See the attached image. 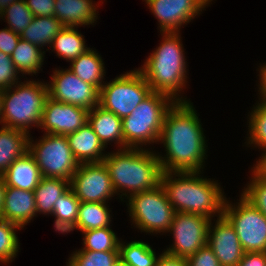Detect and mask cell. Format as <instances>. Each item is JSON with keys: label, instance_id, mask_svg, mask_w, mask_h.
Segmentation results:
<instances>
[{"label": "cell", "instance_id": "19", "mask_svg": "<svg viewBox=\"0 0 266 266\" xmlns=\"http://www.w3.org/2000/svg\"><path fill=\"white\" fill-rule=\"evenodd\" d=\"M96 12L93 0H55L54 17L64 26L93 25Z\"/></svg>", "mask_w": 266, "mask_h": 266}, {"label": "cell", "instance_id": "31", "mask_svg": "<svg viewBox=\"0 0 266 266\" xmlns=\"http://www.w3.org/2000/svg\"><path fill=\"white\" fill-rule=\"evenodd\" d=\"M82 233L84 247L78 251H119L120 240L110 227L91 229Z\"/></svg>", "mask_w": 266, "mask_h": 266}, {"label": "cell", "instance_id": "5", "mask_svg": "<svg viewBox=\"0 0 266 266\" xmlns=\"http://www.w3.org/2000/svg\"><path fill=\"white\" fill-rule=\"evenodd\" d=\"M48 97L47 83L34 80L19 82L3 90L2 126L20 129L28 134L30 126L39 128Z\"/></svg>", "mask_w": 266, "mask_h": 266}, {"label": "cell", "instance_id": "23", "mask_svg": "<svg viewBox=\"0 0 266 266\" xmlns=\"http://www.w3.org/2000/svg\"><path fill=\"white\" fill-rule=\"evenodd\" d=\"M69 70L82 81L97 86L99 89L104 85L105 67L101 56L92 49L71 61Z\"/></svg>", "mask_w": 266, "mask_h": 266}, {"label": "cell", "instance_id": "28", "mask_svg": "<svg viewBox=\"0 0 266 266\" xmlns=\"http://www.w3.org/2000/svg\"><path fill=\"white\" fill-rule=\"evenodd\" d=\"M80 200L70 187L54 203L52 216L54 215L55 231L68 233L76 225Z\"/></svg>", "mask_w": 266, "mask_h": 266}, {"label": "cell", "instance_id": "48", "mask_svg": "<svg viewBox=\"0 0 266 266\" xmlns=\"http://www.w3.org/2000/svg\"><path fill=\"white\" fill-rule=\"evenodd\" d=\"M113 266H128V265L119 257Z\"/></svg>", "mask_w": 266, "mask_h": 266}, {"label": "cell", "instance_id": "26", "mask_svg": "<svg viewBox=\"0 0 266 266\" xmlns=\"http://www.w3.org/2000/svg\"><path fill=\"white\" fill-rule=\"evenodd\" d=\"M106 205L104 202H80L76 225L70 231L78 229L83 232L110 227L111 215Z\"/></svg>", "mask_w": 266, "mask_h": 266}, {"label": "cell", "instance_id": "47", "mask_svg": "<svg viewBox=\"0 0 266 266\" xmlns=\"http://www.w3.org/2000/svg\"><path fill=\"white\" fill-rule=\"evenodd\" d=\"M3 90H0V123H2V115H3Z\"/></svg>", "mask_w": 266, "mask_h": 266}, {"label": "cell", "instance_id": "36", "mask_svg": "<svg viewBox=\"0 0 266 266\" xmlns=\"http://www.w3.org/2000/svg\"><path fill=\"white\" fill-rule=\"evenodd\" d=\"M253 176L242 195L259 209L266 217V176L253 167Z\"/></svg>", "mask_w": 266, "mask_h": 266}, {"label": "cell", "instance_id": "45", "mask_svg": "<svg viewBox=\"0 0 266 266\" xmlns=\"http://www.w3.org/2000/svg\"><path fill=\"white\" fill-rule=\"evenodd\" d=\"M5 191H6L5 180L2 176H0V216L4 205Z\"/></svg>", "mask_w": 266, "mask_h": 266}, {"label": "cell", "instance_id": "20", "mask_svg": "<svg viewBox=\"0 0 266 266\" xmlns=\"http://www.w3.org/2000/svg\"><path fill=\"white\" fill-rule=\"evenodd\" d=\"M2 177L6 186L34 191L42 175L33 156L26 152L9 166Z\"/></svg>", "mask_w": 266, "mask_h": 266}, {"label": "cell", "instance_id": "27", "mask_svg": "<svg viewBox=\"0 0 266 266\" xmlns=\"http://www.w3.org/2000/svg\"><path fill=\"white\" fill-rule=\"evenodd\" d=\"M78 27L65 26L53 39L51 48L55 50L59 58L71 62L88 49L85 45L84 37L76 29Z\"/></svg>", "mask_w": 266, "mask_h": 266}, {"label": "cell", "instance_id": "25", "mask_svg": "<svg viewBox=\"0 0 266 266\" xmlns=\"http://www.w3.org/2000/svg\"><path fill=\"white\" fill-rule=\"evenodd\" d=\"M64 27L54 16L33 17L20 38L44 49L45 45L49 44L50 47L53 39Z\"/></svg>", "mask_w": 266, "mask_h": 266}, {"label": "cell", "instance_id": "43", "mask_svg": "<svg viewBox=\"0 0 266 266\" xmlns=\"http://www.w3.org/2000/svg\"><path fill=\"white\" fill-rule=\"evenodd\" d=\"M260 75H259V80H260V84H259V94H260V101L265 102L266 103V64L264 65H260Z\"/></svg>", "mask_w": 266, "mask_h": 266}, {"label": "cell", "instance_id": "46", "mask_svg": "<svg viewBox=\"0 0 266 266\" xmlns=\"http://www.w3.org/2000/svg\"><path fill=\"white\" fill-rule=\"evenodd\" d=\"M18 0H0V12L3 11L6 7H8L12 2Z\"/></svg>", "mask_w": 266, "mask_h": 266}, {"label": "cell", "instance_id": "40", "mask_svg": "<svg viewBox=\"0 0 266 266\" xmlns=\"http://www.w3.org/2000/svg\"><path fill=\"white\" fill-rule=\"evenodd\" d=\"M19 40V34H16L8 27H5L0 30V51L11 56Z\"/></svg>", "mask_w": 266, "mask_h": 266}, {"label": "cell", "instance_id": "2", "mask_svg": "<svg viewBox=\"0 0 266 266\" xmlns=\"http://www.w3.org/2000/svg\"><path fill=\"white\" fill-rule=\"evenodd\" d=\"M201 172H163L161 185L175 212L212 218L223 215L226 197L219 183L200 176ZM178 177V178H176Z\"/></svg>", "mask_w": 266, "mask_h": 266}, {"label": "cell", "instance_id": "18", "mask_svg": "<svg viewBox=\"0 0 266 266\" xmlns=\"http://www.w3.org/2000/svg\"><path fill=\"white\" fill-rule=\"evenodd\" d=\"M75 159L81 163L102 162L106 148L87 122L77 131L66 135Z\"/></svg>", "mask_w": 266, "mask_h": 266}, {"label": "cell", "instance_id": "41", "mask_svg": "<svg viewBox=\"0 0 266 266\" xmlns=\"http://www.w3.org/2000/svg\"><path fill=\"white\" fill-rule=\"evenodd\" d=\"M237 266H266V252H245Z\"/></svg>", "mask_w": 266, "mask_h": 266}, {"label": "cell", "instance_id": "8", "mask_svg": "<svg viewBox=\"0 0 266 266\" xmlns=\"http://www.w3.org/2000/svg\"><path fill=\"white\" fill-rule=\"evenodd\" d=\"M152 89L139 69L122 74L100 89V106L123 119L151 93Z\"/></svg>", "mask_w": 266, "mask_h": 266}, {"label": "cell", "instance_id": "37", "mask_svg": "<svg viewBox=\"0 0 266 266\" xmlns=\"http://www.w3.org/2000/svg\"><path fill=\"white\" fill-rule=\"evenodd\" d=\"M17 74L19 73L11 56L0 51V90H5L20 82Z\"/></svg>", "mask_w": 266, "mask_h": 266}, {"label": "cell", "instance_id": "30", "mask_svg": "<svg viewBox=\"0 0 266 266\" xmlns=\"http://www.w3.org/2000/svg\"><path fill=\"white\" fill-rule=\"evenodd\" d=\"M119 242V257L128 266H156L157 258L152 247L143 241Z\"/></svg>", "mask_w": 266, "mask_h": 266}, {"label": "cell", "instance_id": "7", "mask_svg": "<svg viewBox=\"0 0 266 266\" xmlns=\"http://www.w3.org/2000/svg\"><path fill=\"white\" fill-rule=\"evenodd\" d=\"M127 199L129 216L136 225L134 227L150 234L168 232L175 210L161 184L150 190L132 194Z\"/></svg>", "mask_w": 266, "mask_h": 266}, {"label": "cell", "instance_id": "1", "mask_svg": "<svg viewBox=\"0 0 266 266\" xmlns=\"http://www.w3.org/2000/svg\"><path fill=\"white\" fill-rule=\"evenodd\" d=\"M200 123L189 100L169 108L159 137L167 153L158 155L163 172H201L207 145Z\"/></svg>", "mask_w": 266, "mask_h": 266}, {"label": "cell", "instance_id": "39", "mask_svg": "<svg viewBox=\"0 0 266 266\" xmlns=\"http://www.w3.org/2000/svg\"><path fill=\"white\" fill-rule=\"evenodd\" d=\"M34 17L54 16L55 0H25Z\"/></svg>", "mask_w": 266, "mask_h": 266}, {"label": "cell", "instance_id": "16", "mask_svg": "<svg viewBox=\"0 0 266 266\" xmlns=\"http://www.w3.org/2000/svg\"><path fill=\"white\" fill-rule=\"evenodd\" d=\"M207 245L221 266H237L245 253L234 227L224 215L217 218L214 226L210 222Z\"/></svg>", "mask_w": 266, "mask_h": 266}, {"label": "cell", "instance_id": "4", "mask_svg": "<svg viewBox=\"0 0 266 266\" xmlns=\"http://www.w3.org/2000/svg\"><path fill=\"white\" fill-rule=\"evenodd\" d=\"M162 42L146 59L139 71L153 92L170 96L176 101H187L179 94L186 86V58L179 32L162 33ZM179 93V94H178Z\"/></svg>", "mask_w": 266, "mask_h": 266}, {"label": "cell", "instance_id": "14", "mask_svg": "<svg viewBox=\"0 0 266 266\" xmlns=\"http://www.w3.org/2000/svg\"><path fill=\"white\" fill-rule=\"evenodd\" d=\"M158 19L160 32H180L213 0H144ZM201 11V12H200Z\"/></svg>", "mask_w": 266, "mask_h": 266}, {"label": "cell", "instance_id": "35", "mask_svg": "<svg viewBox=\"0 0 266 266\" xmlns=\"http://www.w3.org/2000/svg\"><path fill=\"white\" fill-rule=\"evenodd\" d=\"M67 266H113L119 258V251H75Z\"/></svg>", "mask_w": 266, "mask_h": 266}, {"label": "cell", "instance_id": "9", "mask_svg": "<svg viewBox=\"0 0 266 266\" xmlns=\"http://www.w3.org/2000/svg\"><path fill=\"white\" fill-rule=\"evenodd\" d=\"M29 138L28 152L35 159L42 177L71 181L79 162L75 159L66 135L45 133L38 142Z\"/></svg>", "mask_w": 266, "mask_h": 266}, {"label": "cell", "instance_id": "13", "mask_svg": "<svg viewBox=\"0 0 266 266\" xmlns=\"http://www.w3.org/2000/svg\"><path fill=\"white\" fill-rule=\"evenodd\" d=\"M70 187L80 202H104L114 197L109 170L105 163H81L72 175Z\"/></svg>", "mask_w": 266, "mask_h": 266}, {"label": "cell", "instance_id": "38", "mask_svg": "<svg viewBox=\"0 0 266 266\" xmlns=\"http://www.w3.org/2000/svg\"><path fill=\"white\" fill-rule=\"evenodd\" d=\"M188 266H221L213 250L206 245L187 259Z\"/></svg>", "mask_w": 266, "mask_h": 266}, {"label": "cell", "instance_id": "17", "mask_svg": "<svg viewBox=\"0 0 266 266\" xmlns=\"http://www.w3.org/2000/svg\"><path fill=\"white\" fill-rule=\"evenodd\" d=\"M36 216L34 191L6 186L0 219L18 224L22 228Z\"/></svg>", "mask_w": 266, "mask_h": 266}, {"label": "cell", "instance_id": "24", "mask_svg": "<svg viewBox=\"0 0 266 266\" xmlns=\"http://www.w3.org/2000/svg\"><path fill=\"white\" fill-rule=\"evenodd\" d=\"M70 188V181L64 178L42 177L34 189L36 214L52 215L54 203Z\"/></svg>", "mask_w": 266, "mask_h": 266}, {"label": "cell", "instance_id": "34", "mask_svg": "<svg viewBox=\"0 0 266 266\" xmlns=\"http://www.w3.org/2000/svg\"><path fill=\"white\" fill-rule=\"evenodd\" d=\"M22 229L18 224L0 219V262H12L19 251V241L16 231Z\"/></svg>", "mask_w": 266, "mask_h": 266}, {"label": "cell", "instance_id": "11", "mask_svg": "<svg viewBox=\"0 0 266 266\" xmlns=\"http://www.w3.org/2000/svg\"><path fill=\"white\" fill-rule=\"evenodd\" d=\"M212 219L199 214L175 212L168 232L173 234L174 244L164 253L187 259L208 242V229Z\"/></svg>", "mask_w": 266, "mask_h": 266}, {"label": "cell", "instance_id": "10", "mask_svg": "<svg viewBox=\"0 0 266 266\" xmlns=\"http://www.w3.org/2000/svg\"><path fill=\"white\" fill-rule=\"evenodd\" d=\"M238 201L232 205L226 199L223 215L234 227L244 252H266L265 215L242 194Z\"/></svg>", "mask_w": 266, "mask_h": 266}, {"label": "cell", "instance_id": "32", "mask_svg": "<svg viewBox=\"0 0 266 266\" xmlns=\"http://www.w3.org/2000/svg\"><path fill=\"white\" fill-rule=\"evenodd\" d=\"M260 102V103H259ZM249 117L248 145L254 144L266 152V103L259 101Z\"/></svg>", "mask_w": 266, "mask_h": 266}, {"label": "cell", "instance_id": "15", "mask_svg": "<svg viewBox=\"0 0 266 266\" xmlns=\"http://www.w3.org/2000/svg\"><path fill=\"white\" fill-rule=\"evenodd\" d=\"M86 108L46 99L40 128L46 133L67 135L80 129L88 122Z\"/></svg>", "mask_w": 266, "mask_h": 266}, {"label": "cell", "instance_id": "44", "mask_svg": "<svg viewBox=\"0 0 266 266\" xmlns=\"http://www.w3.org/2000/svg\"><path fill=\"white\" fill-rule=\"evenodd\" d=\"M259 161H256L255 169L259 171L262 175L266 176V152H263L262 157Z\"/></svg>", "mask_w": 266, "mask_h": 266}, {"label": "cell", "instance_id": "3", "mask_svg": "<svg viewBox=\"0 0 266 266\" xmlns=\"http://www.w3.org/2000/svg\"><path fill=\"white\" fill-rule=\"evenodd\" d=\"M143 149H118L117 152L107 153L103 160L109 170L115 193H123L120 199L161 184L163 170L158 155ZM126 193H129L128 196Z\"/></svg>", "mask_w": 266, "mask_h": 266}, {"label": "cell", "instance_id": "6", "mask_svg": "<svg viewBox=\"0 0 266 266\" xmlns=\"http://www.w3.org/2000/svg\"><path fill=\"white\" fill-rule=\"evenodd\" d=\"M174 102L166 94L152 92L129 116L124 117L123 149H141L145 144L159 142L165 114Z\"/></svg>", "mask_w": 266, "mask_h": 266}, {"label": "cell", "instance_id": "12", "mask_svg": "<svg viewBox=\"0 0 266 266\" xmlns=\"http://www.w3.org/2000/svg\"><path fill=\"white\" fill-rule=\"evenodd\" d=\"M48 83V96L62 103L91 110L100 104V89L82 81L69 69L55 70Z\"/></svg>", "mask_w": 266, "mask_h": 266}, {"label": "cell", "instance_id": "21", "mask_svg": "<svg viewBox=\"0 0 266 266\" xmlns=\"http://www.w3.org/2000/svg\"><path fill=\"white\" fill-rule=\"evenodd\" d=\"M88 123L104 146L115 141L118 147L123 149L122 119L113 112L97 105L89 110Z\"/></svg>", "mask_w": 266, "mask_h": 266}, {"label": "cell", "instance_id": "29", "mask_svg": "<svg viewBox=\"0 0 266 266\" xmlns=\"http://www.w3.org/2000/svg\"><path fill=\"white\" fill-rule=\"evenodd\" d=\"M45 51L28 41L20 38L11 55L18 73L32 75L38 73L44 61Z\"/></svg>", "mask_w": 266, "mask_h": 266}, {"label": "cell", "instance_id": "33", "mask_svg": "<svg viewBox=\"0 0 266 266\" xmlns=\"http://www.w3.org/2000/svg\"><path fill=\"white\" fill-rule=\"evenodd\" d=\"M5 17L8 28L14 33H21L28 27L33 19V14L25 3V0L12 2L8 7L0 12V17Z\"/></svg>", "mask_w": 266, "mask_h": 266}, {"label": "cell", "instance_id": "22", "mask_svg": "<svg viewBox=\"0 0 266 266\" xmlns=\"http://www.w3.org/2000/svg\"><path fill=\"white\" fill-rule=\"evenodd\" d=\"M30 134L20 129L1 127L0 129V176L18 158L28 152Z\"/></svg>", "mask_w": 266, "mask_h": 266}, {"label": "cell", "instance_id": "42", "mask_svg": "<svg viewBox=\"0 0 266 266\" xmlns=\"http://www.w3.org/2000/svg\"><path fill=\"white\" fill-rule=\"evenodd\" d=\"M156 266H188V262L185 258L170 256L163 252L159 255Z\"/></svg>", "mask_w": 266, "mask_h": 266}]
</instances>
